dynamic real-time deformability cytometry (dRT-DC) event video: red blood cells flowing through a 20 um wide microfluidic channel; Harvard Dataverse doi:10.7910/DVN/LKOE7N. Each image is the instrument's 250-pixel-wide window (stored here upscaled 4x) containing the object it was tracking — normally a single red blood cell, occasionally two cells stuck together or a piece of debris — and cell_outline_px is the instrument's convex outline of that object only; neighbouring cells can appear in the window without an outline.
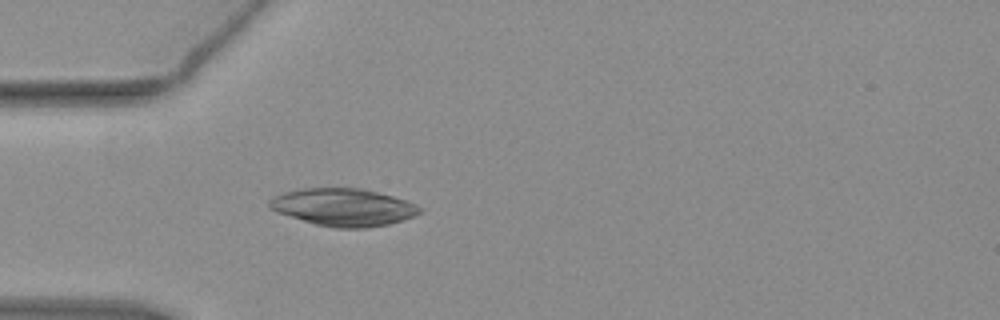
{"species": "common noctule bat (a hibernating species)", "species_latin": "Nyctalus noctula", "temperature_condition": "warm", "stored_images_in_passage": 54, "camera_frame_rate_fps": 3000, "um_per_image_px": 0.085, "animal": {"sex": "female", "body_mass_g": 19.3, "forearm_length_mm": 54.1}, "frame": {"image": 1, "passage_image": 16, "time_ms": 5.0, "image_size_px": [1000, 320], "cell_outline_px": [[424, 212], [404, 220], [388, 224], [364, 228], [336, 228], [316, 224], [276, 212], [268, 208], [268, 200], [272, 196], [284, 192], [300, 188], [360, 188], [392, 196], [416, 204], [424, 208]], "centroid_in_image_um": [29.18, 17.61], "position_along_channel_um": 55.8, "area_um2": 33.0}}
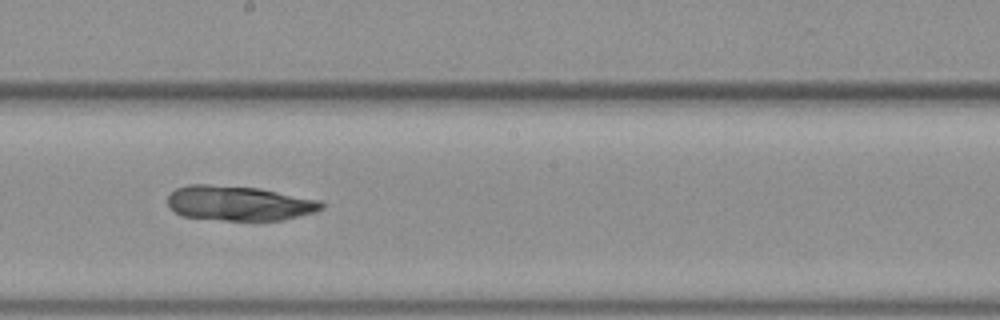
{"frame": {"image": 2, "passage_image": 30, "time_ms": 9.667, "image_size_px": [1000, 320], "cell_outline_px": [[324, 208], [316, 212], [284, 220], [224, 220], [180, 216], [168, 208], [168, 196], [176, 188], [188, 184], [208, 184], [260, 188], [320, 200], [324, 204]], "centroid_in_image_um": [20.31, 17.27], "position_along_channel_um": 227.9, "area_um2": 31.5}}
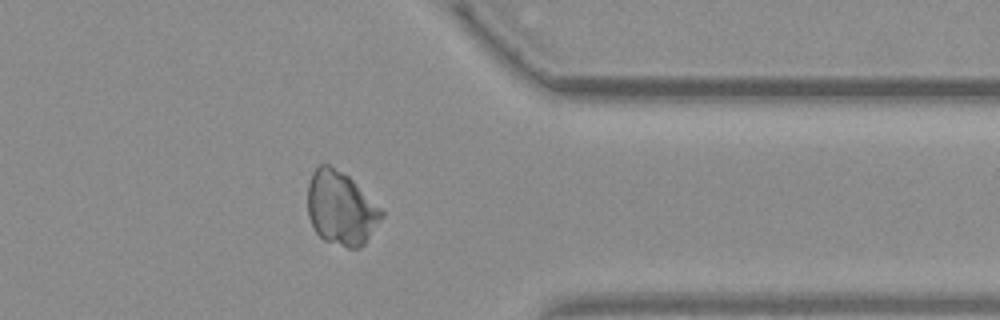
{"frame": {"image": 3, "passage_image": 43, "time_ms": 14.0, "image_size_px": [1000, 320], "cell_outline_px": [[384, 216], [364, 244], [360, 248], [348, 248], [324, 240], [316, 232], [308, 216], [308, 184], [312, 172], [320, 164], [328, 164], [348, 176], [384, 212]], "centroid_in_image_um": [28.97, 17.72], "position_along_channel_um": 382.4, "area_um2": 31.39}}